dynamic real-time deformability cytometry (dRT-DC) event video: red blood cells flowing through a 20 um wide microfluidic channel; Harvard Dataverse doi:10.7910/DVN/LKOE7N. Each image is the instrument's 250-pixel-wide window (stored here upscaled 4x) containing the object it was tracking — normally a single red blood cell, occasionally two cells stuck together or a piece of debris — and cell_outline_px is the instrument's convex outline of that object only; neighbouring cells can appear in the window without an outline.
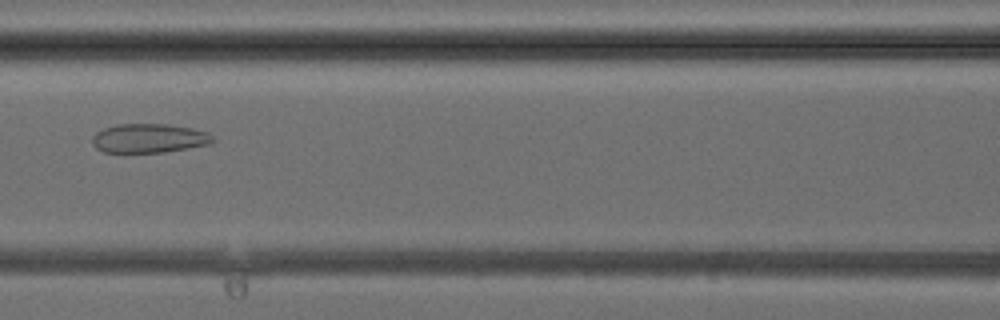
{"species": "common noctule bat (a hibernating species)", "species_latin": "Nyctalus noctula", "temperature_condition": "cold", "stored_images_in_passage": 42, "camera_frame_rate_fps": 3000, "um_per_image_px": 0.085, "animal": {"sex": "female", "body_mass_g": 24.6, "forearm_length_mm": 56.2}, "frame": {"image": 1, "passage_image": 19, "time_ms": 6.0, "image_size_px": [1000, 320], "cell_outline_px": [[216, 140], [212, 144], [164, 152], [104, 152], [96, 148], [92, 144], [92, 136], [96, 132], [104, 128], [116, 124], [168, 124], [192, 128], [208, 132]], "centroid_in_image_um": [12.69, 11.75], "position_along_channel_um": 153.9, "area_um2": 20.58}}
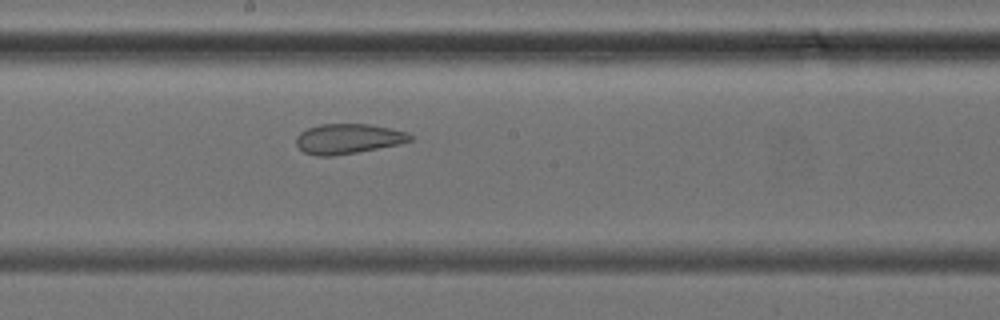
{"frame": {"image": 2, "passage_image": 23, "time_ms": 7.333, "image_size_px": [1000, 320], "cell_outline_px": [[412, 140], [400, 144], [356, 152], [332, 156], [316, 156], [304, 152], [296, 144], [296, 136], [300, 132], [308, 128], [320, 124], [368, 124], [408, 132], [412, 136]], "centroid_in_image_um": [29.57, 11.79], "position_along_channel_um": 218.6, "area_um2": 19.83}}
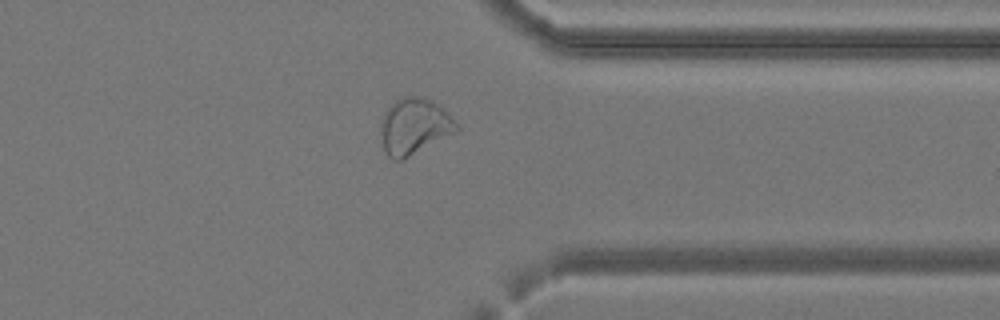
{"frame": {"image": 3, "passage_image": 33, "time_ms": 10.667, "image_size_px": [1000, 320], "cell_outline_px": [[460, 128], [456, 132], [400, 160], [392, 160], [384, 152], [380, 132], [380, 120], [384, 112], [396, 100], [408, 96], [424, 96], [432, 100]], "centroid_in_image_um": [35.14, 10.74], "position_along_channel_um": 376.3, "area_um2": 24.33}}